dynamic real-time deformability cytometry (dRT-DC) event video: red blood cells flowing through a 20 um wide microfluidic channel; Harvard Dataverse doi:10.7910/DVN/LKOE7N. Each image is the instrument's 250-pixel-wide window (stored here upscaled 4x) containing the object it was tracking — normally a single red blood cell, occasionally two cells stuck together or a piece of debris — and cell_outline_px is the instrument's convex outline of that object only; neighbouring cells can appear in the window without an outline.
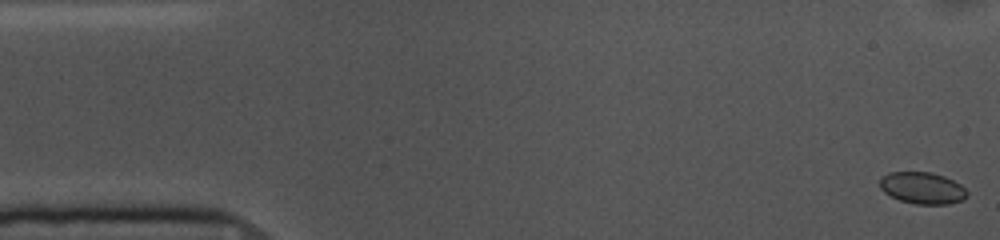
{"species": "common noctule bat (a hibernating species)", "species_latin": "Nyctalus noctula", "temperature_condition": "cold", "stored_images_in_passage": 54, "camera_frame_rate_fps": 3000, "um_per_image_px": 0.085, "animal": {"sex": "female", "body_mass_g": 10.0, "forearm_length_mm": 53.1}, "frame": {"image": 1, "passage_image": 1, "time_ms": 0.0, "image_size_px": [1000, 240], "cell_outline_px": [[968, 196], [964, 200], [948, 204], [916, 204], [900, 200], [884, 192], [880, 188], [880, 176], [888, 172], [932, 172], [944, 176], [960, 184], [968, 192]], "centroid_in_image_um": [78.41, 15.97], "position_along_channel_um": 6.6, "area_um2": 16.24}}
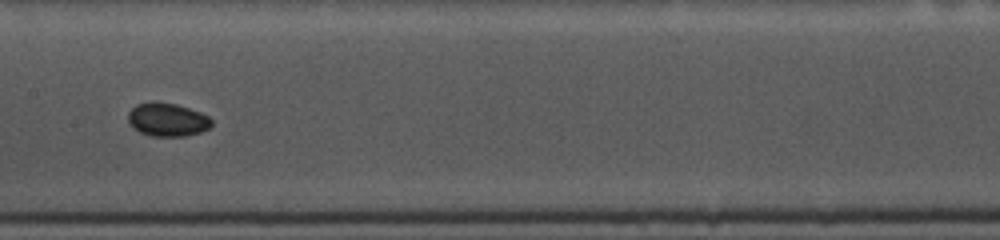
{"frame": {"image": 2, "passage_image": 26, "time_ms": 8.333, "image_size_px": [1000, 240], "cell_outline_px": [[212, 124], [208, 128], [200, 132], [184, 136], [152, 136], [140, 132], [132, 128], [128, 124], [128, 112], [136, 104], [152, 100], [176, 104], [200, 112], [208, 116], [212, 120]], "centroid_in_image_um": [14.18, 10.15], "position_along_channel_um": 193.2, "area_um2": 16.42}}
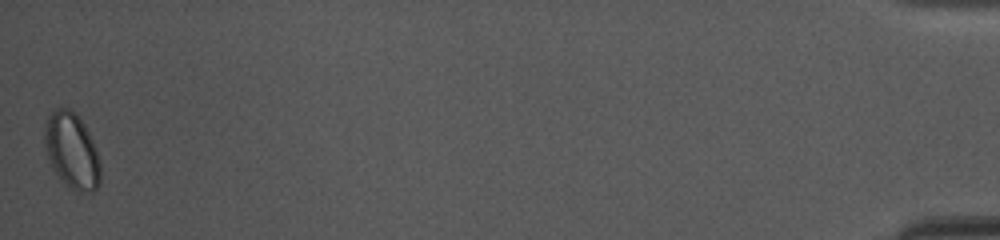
{"frame": {"image": 3, "passage_image": 54, "time_ms": 17.667, "image_size_px": [1000, 240], "cell_outline_px": [[100, 184], [92, 192], [76, 192], [68, 188], [60, 180], [52, 168], [44, 148], [44, 124], [48, 116], [56, 108], [68, 108], [84, 124], [92, 140], [100, 160]], "centroid_in_image_um": [6.08, 12.86], "position_along_channel_um": 429.1, "area_um2": 24.85}, "authors_computed_cell_mechanics": {"area_um2": 16.0106, "velocity_mm_per_s": 3.6186, "shape_relaxation_time_tau1_ms": null, "shape_relaxation_time_tau2_ms": 3.3155, "deformation_change_tau1": null, "deformation_change_tau2": 0.0325}}